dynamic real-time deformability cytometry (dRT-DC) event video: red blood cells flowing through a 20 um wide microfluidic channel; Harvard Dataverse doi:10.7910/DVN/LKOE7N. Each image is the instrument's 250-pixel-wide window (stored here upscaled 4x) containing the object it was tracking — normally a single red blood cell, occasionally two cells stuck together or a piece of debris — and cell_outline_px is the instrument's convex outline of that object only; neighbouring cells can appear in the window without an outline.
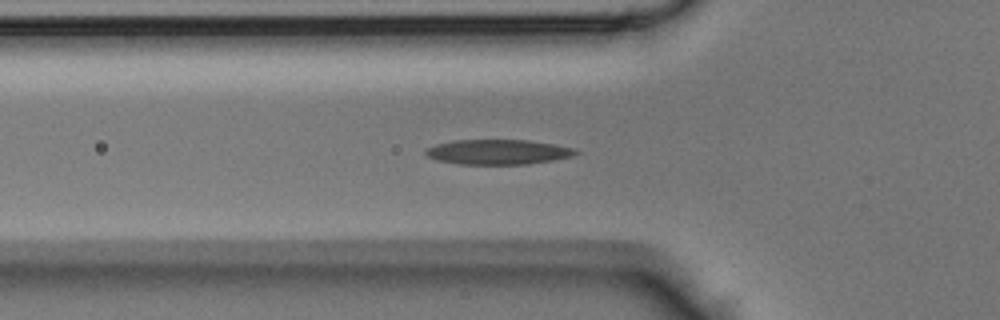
{"species": "Egyptian fruit bat (a non-hibernating species)", "species_latin": "Rousettus aegyptiacus", "temperature_condition": "room temperature", "stored_images_in_passage": 44, "camera_frame_rate_fps": 3000, "um_per_image_px": 0.085, "animal": {"sex": "male"}, "frame": {"image": 1, "passage_image": 14, "time_ms": 4.333, "image_size_px": [1000, 320], "cell_outline_px": [[580, 152], [572, 156], [552, 160], [528, 164], [460, 164], [436, 160], [428, 156], [424, 152], [428, 148], [436, 144], [456, 140], [528, 140], [552, 144], [572, 148]], "centroid_in_image_um": [42.31, 12.92], "position_along_channel_um": 83.5, "area_um2": 21.56}}
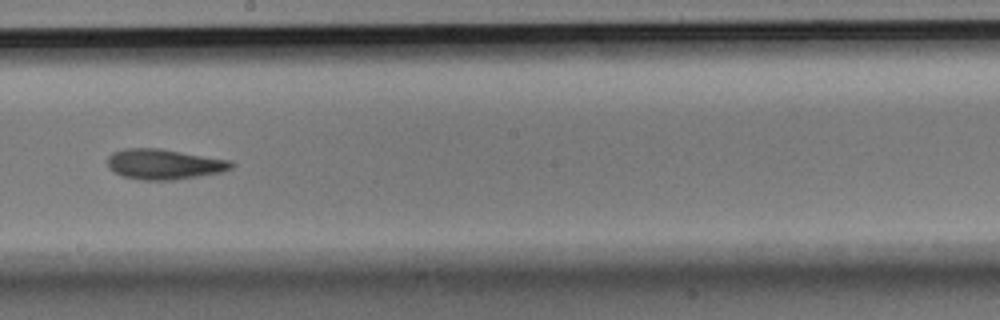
{"frame": {"image": 2, "passage_image": 24, "time_ms": 7.667, "image_size_px": [1000, 320], "cell_outline_px": [[236, 164], [232, 168], [220, 172], [172, 180], [140, 180], [124, 176], [108, 168], [108, 156], [112, 152], [124, 148], [160, 148], [232, 160]], "centroid_in_image_um": [13.96, 13.94], "position_along_channel_um": 234.2, "area_um2": 21.91}}
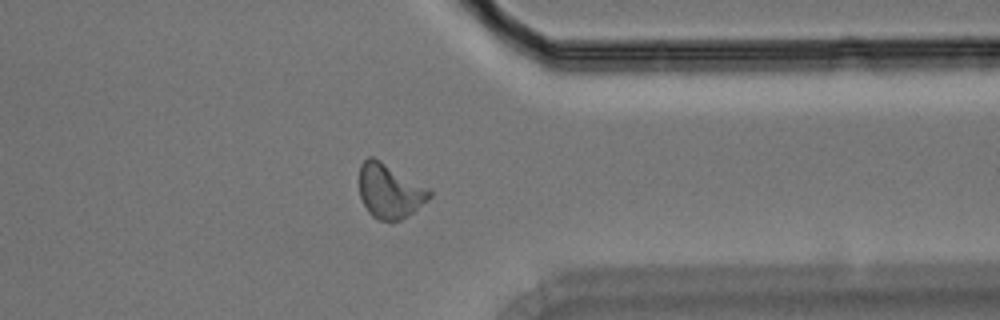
{"frame": {"image": 3, "passage_image": 34, "time_ms": 11.0, "image_size_px": [1000, 320], "cell_outline_px": [[432, 196], [408, 216], [400, 220], [380, 220], [372, 216], [368, 212], [360, 196], [360, 164], [368, 156], [372, 156], [380, 160], [428, 188], [432, 192]], "centroid_in_image_um": [33.11, 16.23], "position_along_channel_um": 378.3, "area_um2": 21.96}}